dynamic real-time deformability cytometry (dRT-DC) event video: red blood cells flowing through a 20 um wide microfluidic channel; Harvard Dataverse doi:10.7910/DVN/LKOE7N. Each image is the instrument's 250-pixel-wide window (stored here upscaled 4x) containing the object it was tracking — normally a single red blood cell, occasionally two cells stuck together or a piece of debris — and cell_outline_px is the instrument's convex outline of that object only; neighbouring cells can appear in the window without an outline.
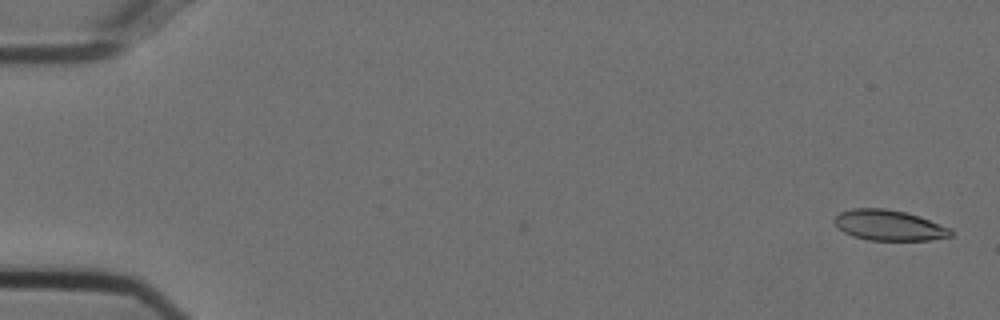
{"species": "Egyptian fruit bat (a non-hibernating species)", "species_latin": "Rousettus aegyptiacus", "temperature_condition": "cold", "stored_images_in_passage": 2, "camera_frame_rate_fps": 3000, "um_per_image_px": 0.085, "animal": {"sex": "female"}, "frame": {"image": 1, "passage_image": 2, "time_ms": 0.333, "image_size_px": [1000, 320], "cell_outline_px": [[952, 236], [928, 240], [868, 240], [852, 236], [844, 232], [832, 220], [840, 212], [852, 208], [884, 208], [904, 212], [928, 220], [948, 228], [952, 232]], "centroid_in_image_um": [75.5, 19.15], "position_along_channel_um": 9.5, "area_um2": 20.35}}